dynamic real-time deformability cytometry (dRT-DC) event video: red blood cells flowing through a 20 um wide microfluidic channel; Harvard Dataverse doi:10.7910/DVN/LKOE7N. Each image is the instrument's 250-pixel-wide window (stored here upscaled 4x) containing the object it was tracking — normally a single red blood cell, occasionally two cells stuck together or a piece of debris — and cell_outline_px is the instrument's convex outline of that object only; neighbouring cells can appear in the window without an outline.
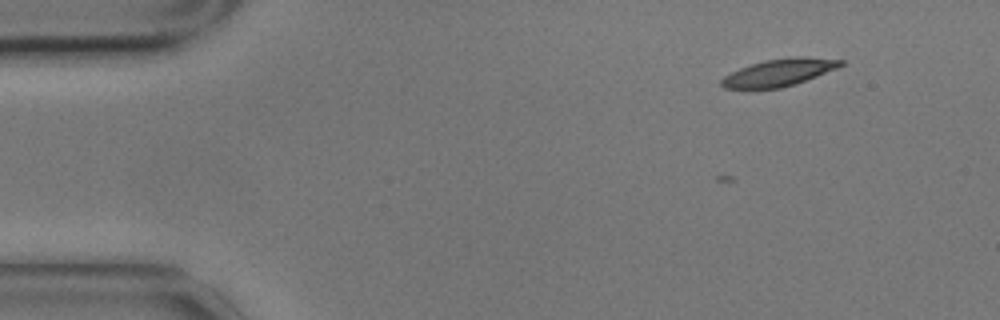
{"species": "common noctule bat (a hibernating species)", "species_latin": "Nyctalus noctula", "temperature_condition": "cold", "stored_images_in_passage": 3, "camera_frame_rate_fps": 3000, "um_per_image_px": 0.085, "animal": {"sex": "male", "body_mass_g": 17.9}, "frame": {"image": 1, "passage_image": 1, "time_ms": 0.0, "image_size_px": [1000, 320], "cell_outline_px": [[844, 64], [836, 68], [796, 84], [780, 88], [724, 88], [720, 84], [720, 80], [724, 76], [740, 68], [764, 60], [796, 56], [800, 56], [844, 60]], "centroid_in_image_um": [66.21, 6.16], "position_along_channel_um": 18.8, "area_um2": 18.67}}